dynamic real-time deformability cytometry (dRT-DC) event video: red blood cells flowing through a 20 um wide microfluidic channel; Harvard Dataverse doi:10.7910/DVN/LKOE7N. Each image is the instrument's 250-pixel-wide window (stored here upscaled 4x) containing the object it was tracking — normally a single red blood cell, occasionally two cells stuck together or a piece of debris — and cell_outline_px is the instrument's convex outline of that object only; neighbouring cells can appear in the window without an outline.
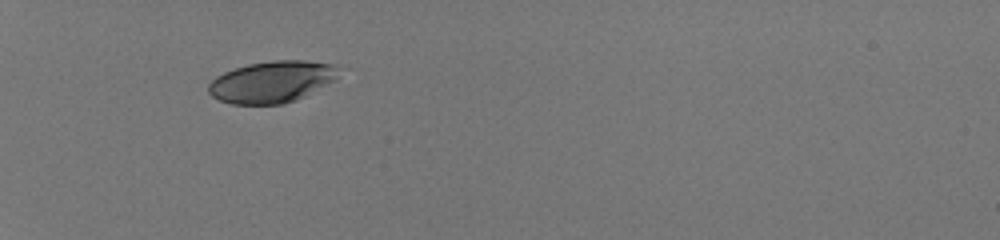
{"species": "human", "species_latin": "Homo sapiens", "temperature_condition": "room temperature", "stored_images_in_passage": 33, "camera_frame_rate_fps": 3000, "um_per_image_px": 0.085, "donor": {"sex": "male"}, "frame": {"image": 1, "passage_image": 1, "time_ms": 0.0, "image_size_px": [1000, 240], "cell_outline_px": [[336, 76], [332, 80], [304, 96], [296, 100], [284, 104], [232, 104], [220, 100], [212, 96], [208, 92], [208, 84], [216, 76], [224, 72], [248, 64], [272, 60], [304, 60], [336, 64]], "centroid_in_image_um": [23.05, 6.95], "position_along_channel_um": 61.9, "area_um2": 31.21}}
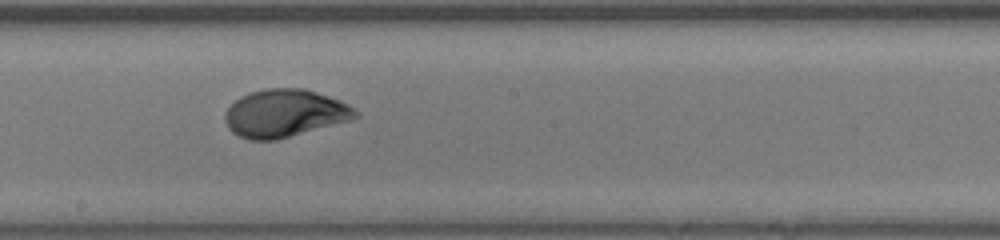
{"frame": {"image": 2, "passage_image": 15, "time_ms": 4.667, "image_size_px": [1000, 240], "cell_outline_px": [[360, 116], [348, 120], [276, 140], [248, 140], [232, 132], [228, 128], [224, 120], [224, 112], [240, 96], [252, 92], [268, 88], [304, 88], [340, 100], [348, 104], [360, 112]], "centroid_in_image_um": [24.18, 9.63], "position_along_channel_um": 224.0, "area_um2": 36.07}}
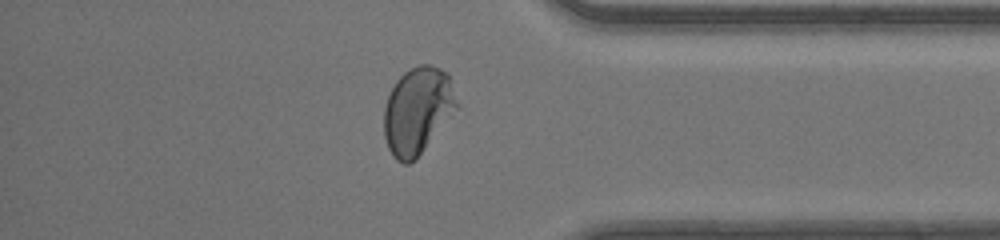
{"frame": {"image": 3, "passage_image": 28, "time_ms": 9.0, "image_size_px": [1000, 240], "cell_outline_px": [[460, 108], [420, 152], [408, 164], [404, 164], [396, 160], [392, 156], [388, 148], [384, 136], [384, 108], [388, 96], [396, 80], [404, 72], [420, 64], [428, 64], [440, 68], [448, 72], [460, 104]], "centroid_in_image_um": [35.52, 9.37], "position_along_channel_um": 399.7, "area_um2": 37.05}, "authors_computed_cell_mechanics": {"area_um2": 35.1424, "velocity_mm_per_s": 4.1784, "shape_relaxation_time_tau1_ms": 2.9714, "shape_relaxation_time_tau2_ms": null, "deformation_change_tau1": 0.1772, "deformation_change_tau2": null}}